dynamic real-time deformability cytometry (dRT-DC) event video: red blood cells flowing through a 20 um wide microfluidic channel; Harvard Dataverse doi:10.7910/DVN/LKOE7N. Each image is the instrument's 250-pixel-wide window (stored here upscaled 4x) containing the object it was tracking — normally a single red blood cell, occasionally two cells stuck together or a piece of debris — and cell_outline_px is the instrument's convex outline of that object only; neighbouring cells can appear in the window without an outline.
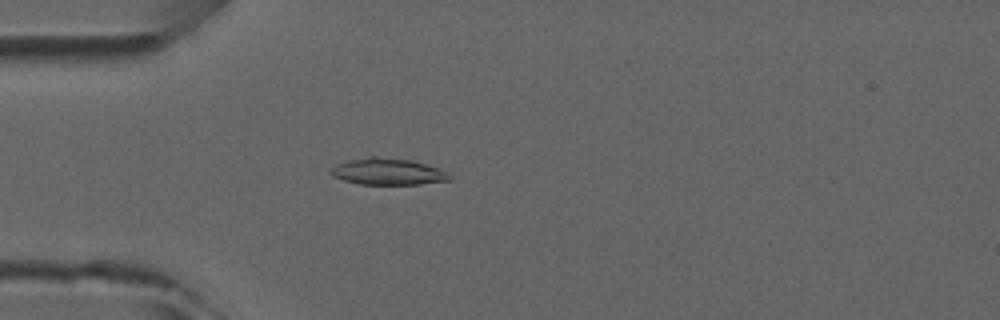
{"species": "common noctule bat (a hibernating species)", "species_latin": "Nyctalus noctula", "temperature_condition": "room temperature", "stored_images_in_passage": 3, "camera_frame_rate_fps": 3000, "um_per_image_px": 0.085, "animal": {"sex": "male", "forearm_length_mm": 52.5}, "frame": {"image": 1, "passage_image": 3, "time_ms": 3.333, "image_size_px": [1000, 320], "cell_outline_px": [[452, 180], [420, 184], [360, 184], [344, 180], [332, 176], [328, 172], [336, 164], [348, 160], [368, 156], [376, 156], [412, 160], [440, 168], [448, 172], [452, 176]], "centroid_in_image_um": [32.99, 14.58], "position_along_channel_um": 52.0, "area_um2": 18.61}}